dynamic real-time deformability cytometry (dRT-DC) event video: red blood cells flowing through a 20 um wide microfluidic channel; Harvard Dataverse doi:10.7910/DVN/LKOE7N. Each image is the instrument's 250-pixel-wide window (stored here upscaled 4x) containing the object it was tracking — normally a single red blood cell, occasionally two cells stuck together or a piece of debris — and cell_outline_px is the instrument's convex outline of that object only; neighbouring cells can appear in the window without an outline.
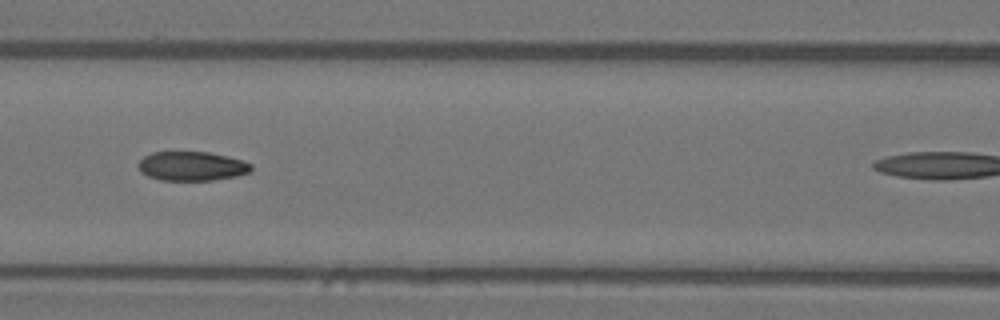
{"species": "Egyptian fruit bat (a non-hibernating species)", "species_latin": "Rousettus aegyptiacus", "temperature_condition": "warm", "stored_images_in_passage": 7, "segment_of_instrument_passage": [1, 2], "camera_frame_rate_fps": 3000, "um_per_image_px": 0.085, "animal": {"sex": "female"}, "frame": {"image": 1, "passage_image": 6, "time_ms": 1.667, "image_size_px": [1000, 320], "cell_outline_px": [[252, 168], [248, 172], [236, 176], [212, 180], [160, 180], [148, 176], [140, 172], [136, 164], [144, 156], [152, 152], [208, 152], [240, 160], [252, 164]], "centroid_in_image_um": [16.24, 14.12], "position_along_channel_um": 150.4, "area_um2": 19.07}}